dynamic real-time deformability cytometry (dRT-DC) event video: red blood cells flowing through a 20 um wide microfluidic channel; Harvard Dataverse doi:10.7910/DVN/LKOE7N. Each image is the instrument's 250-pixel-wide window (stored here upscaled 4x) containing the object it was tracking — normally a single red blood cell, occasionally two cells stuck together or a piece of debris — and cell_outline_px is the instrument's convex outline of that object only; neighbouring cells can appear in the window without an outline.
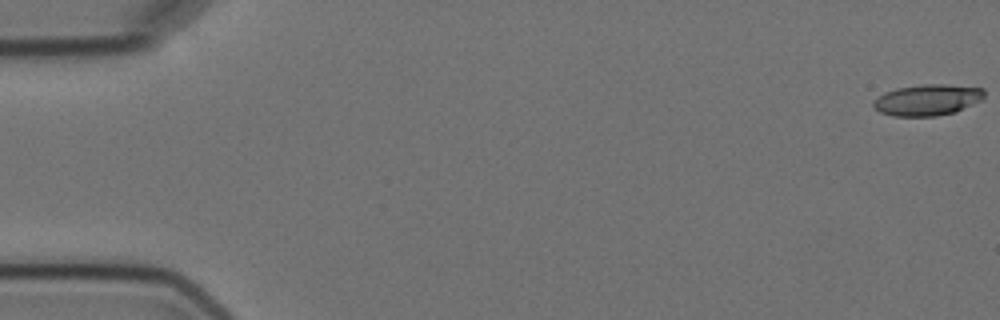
{"species": "Egyptian fruit bat (a non-hibernating species)", "species_latin": "Rousettus aegyptiacus", "temperature_condition": "cold", "stored_images_in_passage": 3, "camera_frame_rate_fps": 3000, "um_per_image_px": 0.085, "animal": {"sex": "female"}, "frame": {"image": 1, "passage_image": 1, "time_ms": 0.0, "image_size_px": [1000, 320], "cell_outline_px": [[984, 96], [980, 100], [956, 112], [936, 116], [892, 116], [880, 112], [872, 104], [872, 100], [884, 92], [896, 88], [924, 84], [944, 84], [984, 88]], "centroid_in_image_um": [78.8, 8.49], "position_along_channel_um": 6.2, "area_um2": 20.17}}